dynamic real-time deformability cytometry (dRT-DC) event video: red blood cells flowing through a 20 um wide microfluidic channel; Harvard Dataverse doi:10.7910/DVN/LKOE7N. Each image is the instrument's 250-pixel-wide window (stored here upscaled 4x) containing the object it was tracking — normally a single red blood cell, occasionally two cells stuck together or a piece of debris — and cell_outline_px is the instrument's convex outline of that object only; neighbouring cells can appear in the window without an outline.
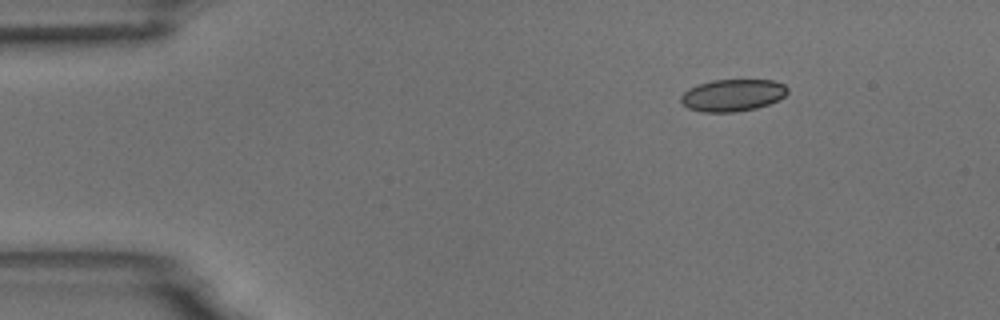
{"species": "common noctule bat (a hibernating species)", "species_latin": "Nyctalus noctula", "temperature_condition": "room temperature", "stored_images_in_passage": 47, "camera_frame_rate_fps": 3000, "um_per_image_px": 0.085, "animal": {"sex": "male", "body_mass_g": 18.8}, "frame": {"image": 1, "passage_image": 1, "time_ms": 0.0, "image_size_px": [1000, 320], "cell_outline_px": [[788, 92], [784, 96], [768, 104], [756, 108], [736, 112], [704, 112], [688, 108], [680, 104], [680, 96], [688, 88], [712, 80], [772, 80], [784, 84], [788, 88]], "centroid_in_image_um": [62.24, 8.1], "position_along_channel_um": 22.8, "area_um2": 19.94}}
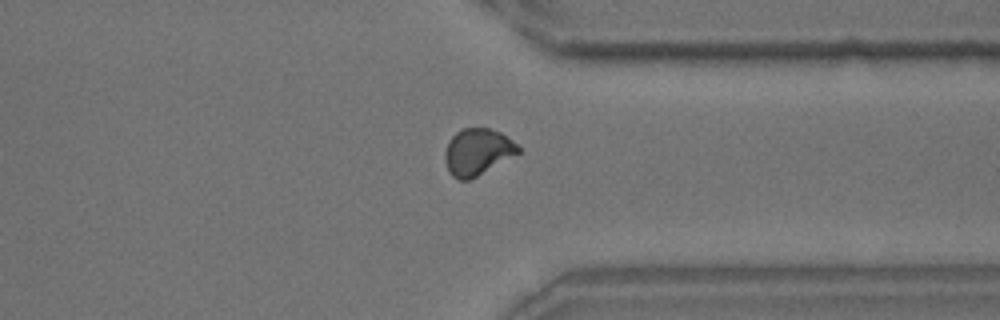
{"frame": {"image": 2, "passage_image": 35, "time_ms": 11.333, "image_size_px": [1000, 320], "cell_outline_px": [[520, 152], [476, 176], [468, 180], [460, 180], [452, 176], [448, 172], [444, 160], [444, 152], [448, 140], [460, 128], [488, 128], [500, 132], [512, 140], [520, 148]], "centroid_in_image_um": [40.53, 12.9], "position_along_channel_um": 370.9, "area_um2": 19.83}}
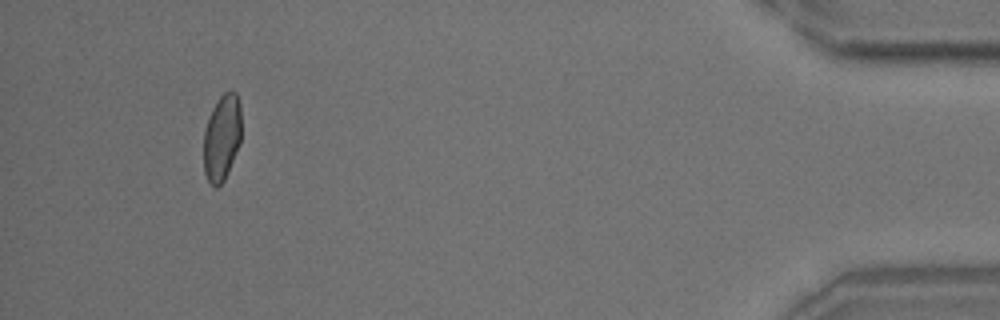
{"frame": {"image": 3, "passage_image": 44, "time_ms": 14.333, "image_size_px": [1000, 320], "cell_outline_px": [[240, 144], [228, 172], [224, 180], [216, 188], [208, 180], [204, 172], [204, 132], [208, 116], [212, 108], [220, 96], [224, 92], [236, 92], [240, 104]], "centroid_in_image_um": [18.85, 11.69], "position_along_channel_um": 416.3, "area_um2": 18.9}, "authors_computed_cell_mechanics": {"area_um2": 19.941, "velocity_mm_per_s": 3.7457, "shape_relaxation_time_tau1_ms": 4.3774, "shape_relaxation_time_tau2_ms": 1.1566, "deformation_change_tau1": 0.1151, "deformation_change_tau2": 0.0363}}